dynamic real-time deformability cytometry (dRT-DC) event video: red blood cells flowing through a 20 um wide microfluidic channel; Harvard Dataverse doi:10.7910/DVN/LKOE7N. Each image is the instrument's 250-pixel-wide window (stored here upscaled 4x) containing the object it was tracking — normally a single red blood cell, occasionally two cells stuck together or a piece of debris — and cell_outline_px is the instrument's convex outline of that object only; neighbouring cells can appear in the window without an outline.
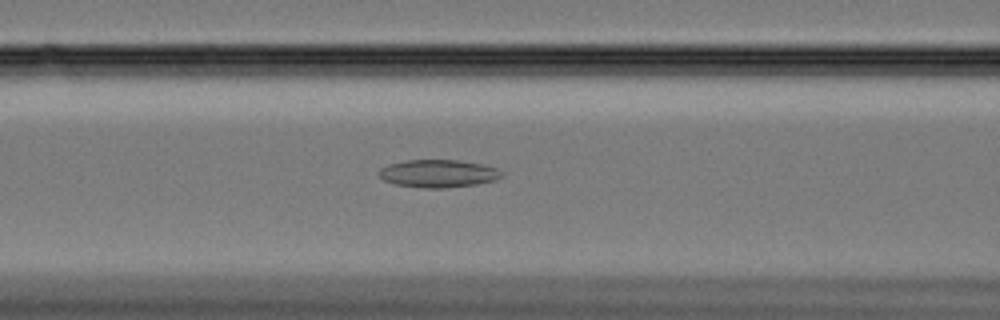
{"species": "Egyptian fruit bat (a non-hibernating species)", "species_latin": "Rousettus aegyptiacus", "temperature_condition": "cold", "stored_images_in_passage": 55, "segment_of_instrument_passage": [1, 2], "camera_frame_rate_fps": 3000, "um_per_image_px": 0.085, "animal": {"sex": "female"}, "frame": {"image": 1, "passage_image": 25, "time_ms": 8.0, "image_size_px": [1000, 320], "cell_outline_px": [[504, 176], [496, 180], [476, 184], [448, 188], [424, 188], [396, 184], [384, 180], [380, 176], [380, 168], [388, 164], [404, 160], [456, 160], [480, 164], [496, 168], [504, 172]], "centroid_in_image_um": [37.28, 14.75], "position_along_channel_um": 129.3, "area_um2": 19.83}}
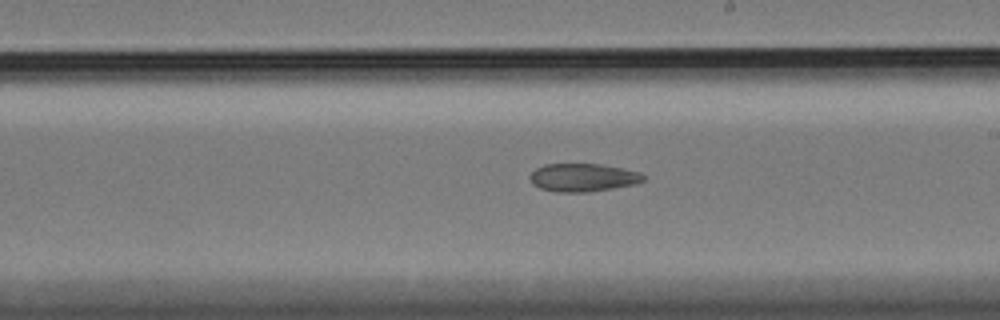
{"frame": {"image": 2, "passage_image": 35, "time_ms": 11.333, "image_size_px": [1000, 320], "cell_outline_px": [[644, 180], [636, 184], [588, 192], [556, 192], [540, 188], [532, 184], [528, 176], [536, 168], [544, 164], [600, 164], [624, 168], [640, 172], [644, 176]], "centroid_in_image_um": [49.53, 15.09], "position_along_channel_um": 239.5, "area_um2": 18.67}}
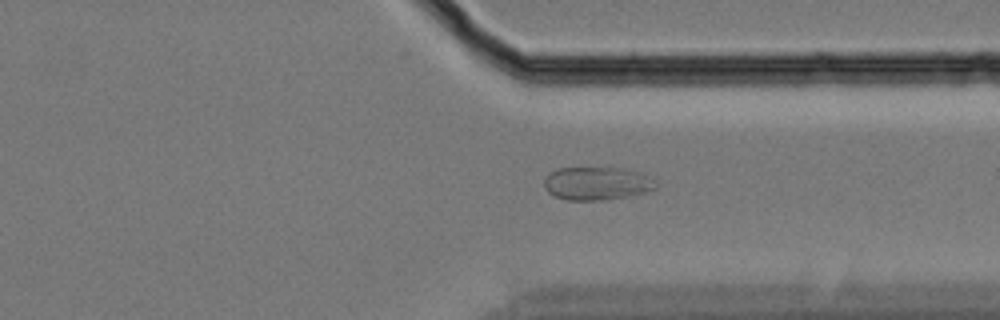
{"frame": {"image": 3, "passage_image": 46, "time_ms": 15.0, "image_size_px": [1000, 320], "cell_outline_px": [[656, 188], [648, 192], [628, 196], [604, 200], [568, 200], [556, 196], [548, 192], [544, 188], [544, 180], [552, 172], [560, 168], [624, 168], [640, 172]], "centroid_in_image_um": [50.68, 15.6], "position_along_channel_um": 360.7, "area_um2": 21.1}}